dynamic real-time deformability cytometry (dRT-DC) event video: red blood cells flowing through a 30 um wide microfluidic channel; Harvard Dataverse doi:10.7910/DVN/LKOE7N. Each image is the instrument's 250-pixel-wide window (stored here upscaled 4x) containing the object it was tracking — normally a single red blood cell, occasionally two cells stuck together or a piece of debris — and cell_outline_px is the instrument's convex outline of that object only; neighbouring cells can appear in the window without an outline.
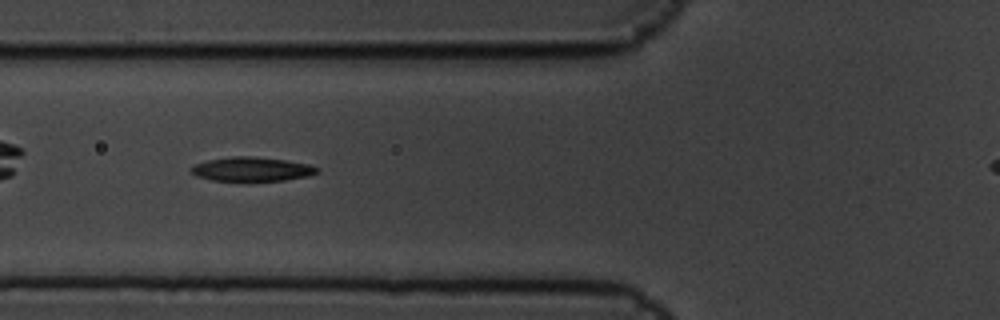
{"species": "common noctule bat (a hibernating species)", "species_latin": "Nyctalus noctula", "temperature_condition": "cold", "stored_images_in_passage": 3, "camera_frame_rate_fps": 3000, "um_per_image_px": 0.085, "animal": {"sex": "male", "body_mass_g": 19.5, "forearm_length_mm": 54.6}, "frame": {"image": 1, "passage_image": 2, "time_ms": 0.333, "image_size_px": [1000, 320], "cell_outline_px": [[320, 172], [308, 176], [284, 180], [212, 180], [196, 176], [188, 168], [196, 164], [208, 160], [232, 156], [252, 156], [284, 160], [308, 164], [320, 168]], "centroid_in_image_um": [21.41, 14.37], "position_along_channel_um": 104.4, "area_um2": 17.51}}
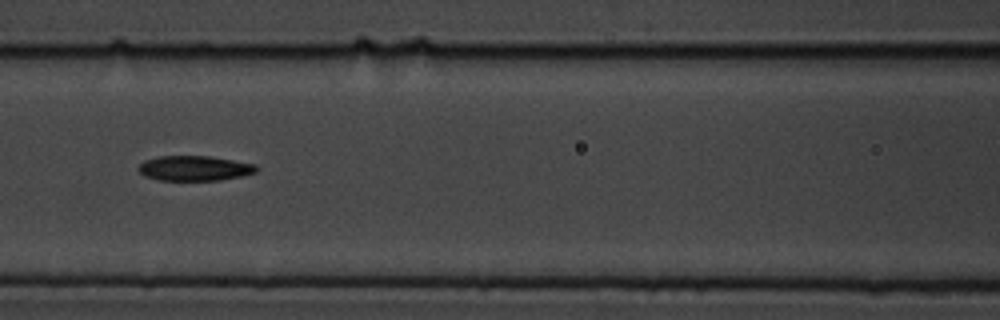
{"frame": {"image": 2, "passage_image": 3, "time_ms": 0.667, "image_size_px": [1000, 320], "cell_outline_px": [[260, 168], [256, 172], [240, 176], [220, 180], [160, 180], [144, 176], [136, 168], [144, 160], [160, 156], [208, 156], [256, 164]], "centroid_in_image_um": [16.52, 14.3], "position_along_channel_um": 150.1, "area_um2": 17.17}}